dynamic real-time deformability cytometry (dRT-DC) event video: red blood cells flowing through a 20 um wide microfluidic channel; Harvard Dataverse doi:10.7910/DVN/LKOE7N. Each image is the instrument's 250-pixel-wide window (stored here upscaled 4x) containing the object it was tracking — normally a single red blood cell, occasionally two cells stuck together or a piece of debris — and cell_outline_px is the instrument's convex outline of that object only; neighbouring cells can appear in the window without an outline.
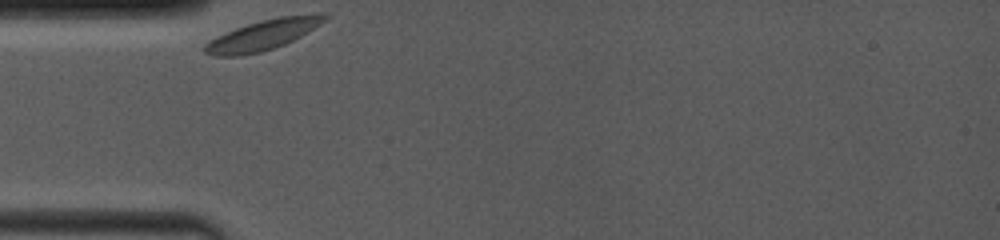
{"species": "common noctule bat (a hibernating species)", "species_latin": "Nyctalus noctula", "temperature_condition": "room temperature", "stored_images_in_passage": 6, "camera_frame_rate_fps": 4000, "um_per_image_px": 0.085, "animal": {"sex": "female", "body_mass_g": 19.0, "forearm_length_mm": 53.3}, "frame": {"image": 1, "passage_image": 1, "time_ms": 0.0, "image_size_px": [1000, 240], "cell_outline_px": [[328, 16], [320, 24], [300, 36], [284, 44], [260, 52], [240, 56], [216, 56], [204, 52], [204, 44], [236, 28], [260, 20], [280, 16], [324, 12], [328, 12]], "centroid_in_image_um": [22.4, 2.95], "position_along_channel_um": 62.6, "area_um2": 20.75}}
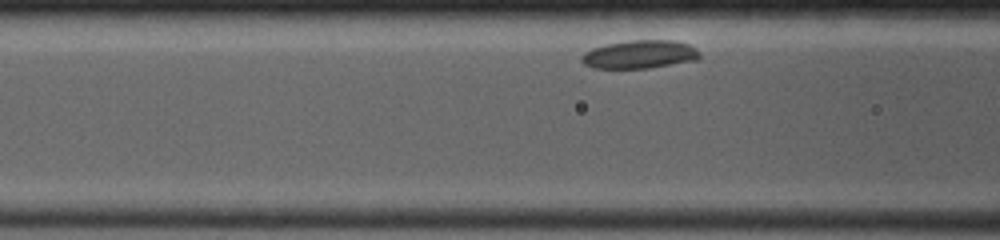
{"frame": {"image": 2, "passage_image": 5, "time_ms": 1.5, "image_size_px": [1000, 240], "cell_outline_px": [[700, 56], [696, 60], [648, 68], [592, 68], [584, 64], [580, 60], [580, 56], [584, 52], [592, 48], [608, 44], [628, 40], [676, 40], [688, 44], [696, 48]], "centroid_in_image_um": [54.34, 4.62], "position_along_channel_um": 112.3, "area_um2": 19.48}}